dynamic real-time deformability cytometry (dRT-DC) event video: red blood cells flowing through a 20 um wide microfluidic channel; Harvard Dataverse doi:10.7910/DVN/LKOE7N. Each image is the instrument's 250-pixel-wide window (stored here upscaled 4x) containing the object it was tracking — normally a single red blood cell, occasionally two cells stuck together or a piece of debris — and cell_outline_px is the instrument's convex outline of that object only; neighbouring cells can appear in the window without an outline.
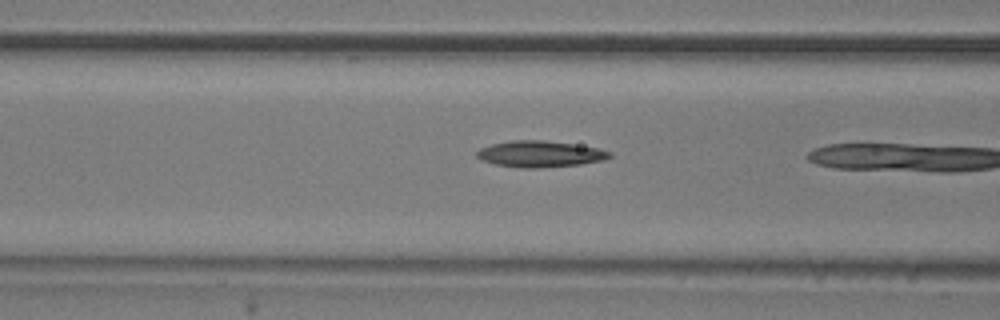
{"species": "common noctule bat (a hibernating species)", "species_latin": "Nyctalus noctula", "temperature_condition": "room temperature", "stored_images_in_passage": 4, "camera_frame_rate_fps": 3000, "um_per_image_px": 0.085, "animal": {"sex": "male", "body_mass_g": 20.5, "forearm_length_mm": 52.5}, "frame": {"image": 1, "passage_image": 3, "time_ms": 0.667, "image_size_px": [1000, 320], "cell_outline_px": [[612, 156], [604, 160], [580, 164], [536, 168], [524, 168], [496, 164], [480, 160], [476, 156], [476, 152], [480, 148], [492, 144], [512, 140], [544, 140], [572, 144], [596, 148], [612, 152]], "centroid_in_image_um": [45.88, 13.09], "position_along_channel_um": 120.7, "area_um2": 20.17}}